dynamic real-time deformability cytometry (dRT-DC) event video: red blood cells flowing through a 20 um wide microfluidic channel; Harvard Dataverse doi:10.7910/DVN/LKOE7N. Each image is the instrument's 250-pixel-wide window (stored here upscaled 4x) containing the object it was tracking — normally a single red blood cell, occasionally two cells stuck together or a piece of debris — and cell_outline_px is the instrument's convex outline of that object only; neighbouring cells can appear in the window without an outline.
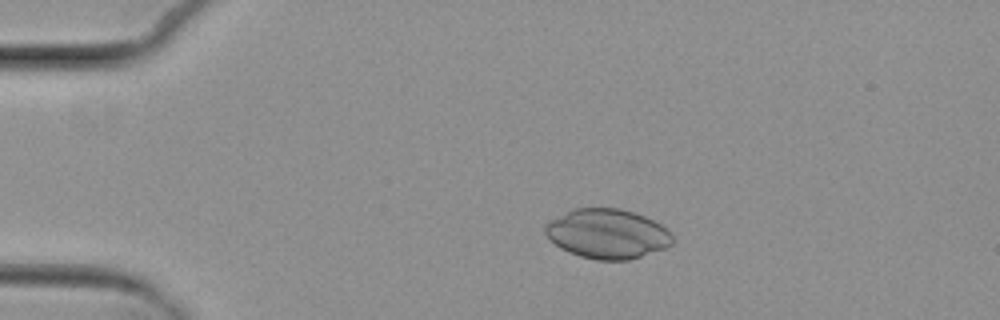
{"species": "common noctule bat (a hibernating species)", "species_latin": "Nyctalus noctula", "temperature_condition": "cold", "stored_images_in_passage": 8, "camera_frame_rate_fps": 3000, "um_per_image_px": 0.085, "animal": {"sex": "female", "body_mass_g": 29.2, "forearm_length_mm": 56.3}, "frame": {"image": 1, "passage_image": 3, "time_ms": 2.333, "image_size_px": [1000, 320], "cell_outline_px": [[672, 244], [668, 248], [628, 260], [596, 260], [580, 256], [568, 252], [560, 248], [544, 232], [544, 224], [548, 220], [572, 208], [620, 208], [644, 216], [668, 228], [672, 232]], "centroid_in_image_um": [51.62, 19.87], "position_along_channel_um": 33.4, "area_um2": 37.11}}
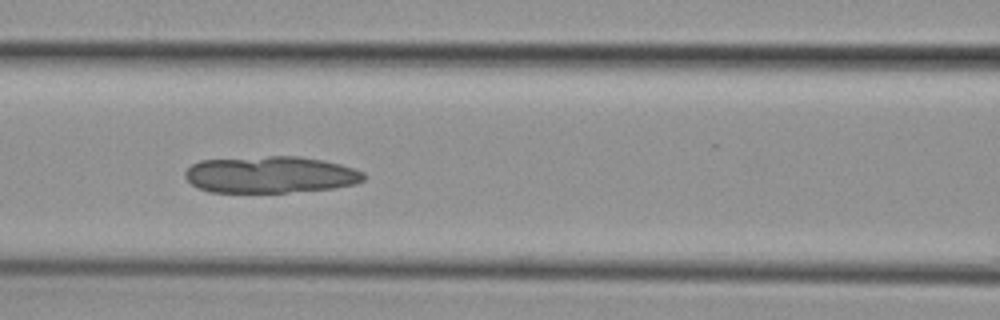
{"frame": {"image": 2, "passage_image": 6, "time_ms": 6.667, "image_size_px": [1000, 320], "cell_outline_px": [[364, 180], [356, 184], [336, 188], [288, 192], [208, 192], [196, 188], [184, 176], [184, 172], [192, 164], [200, 160], [268, 156], [300, 156], [340, 164], [364, 172]], "centroid_in_image_um": [22.96, 14.85], "position_along_channel_um": 143.6, "area_um2": 38.38}}
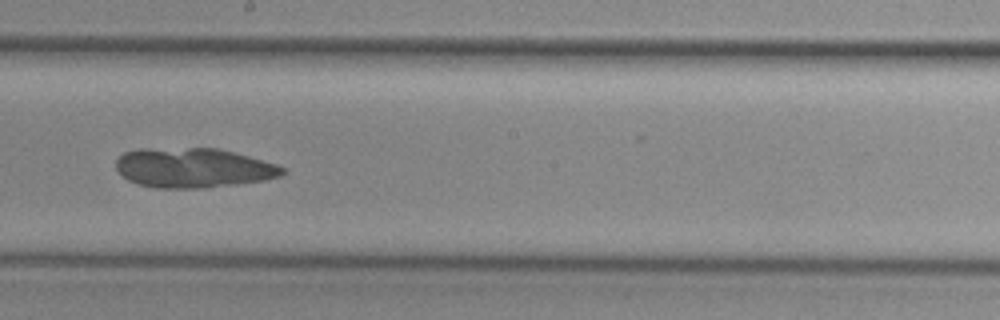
{"frame": {"image": 3, "passage_image": 8, "time_ms": 9.0, "image_size_px": [1000, 320], "cell_outline_px": [[288, 172], [280, 176], [264, 180], [236, 184], [204, 188], [156, 188], [140, 184], [128, 180], [116, 168], [116, 160], [124, 152], [140, 148], [216, 148], [248, 156], [276, 164], [284, 168]], "centroid_in_image_um": [16.43, 14.26], "position_along_channel_um": 231.8, "area_um2": 38.38}}